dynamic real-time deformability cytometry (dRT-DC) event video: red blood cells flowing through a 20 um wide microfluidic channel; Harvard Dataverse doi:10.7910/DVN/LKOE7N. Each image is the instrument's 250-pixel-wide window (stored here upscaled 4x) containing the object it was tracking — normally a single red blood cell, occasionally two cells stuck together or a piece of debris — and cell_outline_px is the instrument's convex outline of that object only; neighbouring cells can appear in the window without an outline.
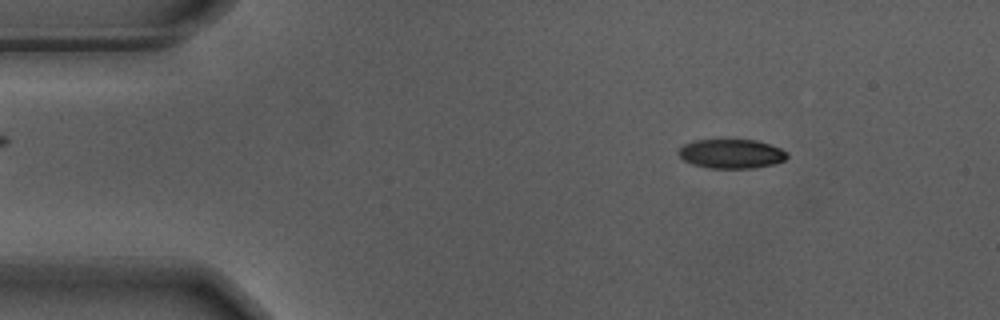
{"species": "Egyptian fruit bat (a non-hibernating species)", "species_latin": "Rousettus aegyptiacus", "temperature_condition": "warm", "stored_images_in_passage": 48, "camera_frame_rate_fps": 3000, "um_per_image_px": 0.085, "animal": {"sex": "male"}, "frame": {"image": 1, "passage_image": 7, "time_ms": 2.0, "image_size_px": [1000, 320], "cell_outline_px": [[788, 156], [784, 160], [772, 164], [752, 168], [708, 168], [692, 164], [684, 160], [676, 152], [684, 144], [696, 140], [756, 140], [780, 148], [788, 152]], "centroid_in_image_um": [62.15, 13.07], "position_along_channel_um": 22.9, "area_um2": 18.38}}
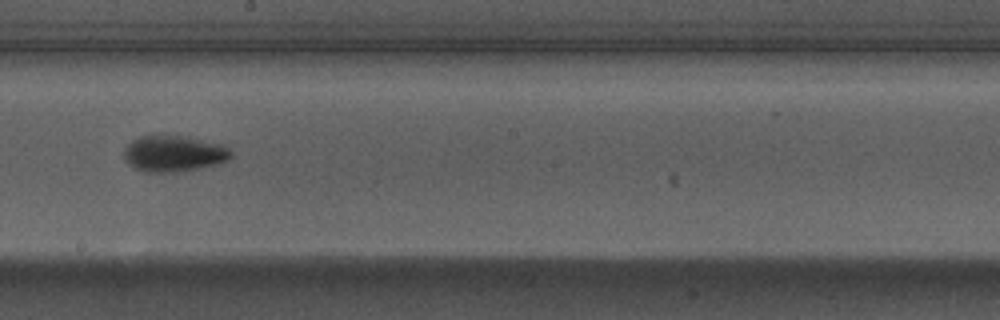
{"frame": {"image": 2, "passage_image": 30, "time_ms": 9.667, "image_size_px": [1000, 320], "cell_outline_px": [[232, 156], [228, 160], [220, 164], [180, 172], [144, 172], [128, 164], [124, 160], [124, 148], [132, 140], [140, 136], [180, 136], [224, 144], [232, 152]], "centroid_in_image_um": [14.79, 13.07], "position_along_channel_um": 233.4, "area_um2": 22.66}}
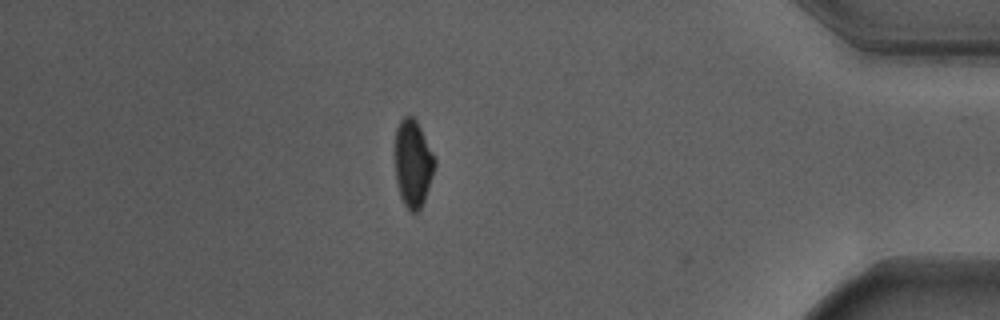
{"frame": {"image": 3, "passage_image": 47, "time_ms": 15.333, "image_size_px": [1000, 320], "cell_outline_px": [[436, 164], [424, 200], [420, 208], [416, 212], [412, 212], [404, 204], [400, 196], [396, 180], [396, 128], [400, 120], [404, 116], [412, 116], [416, 120], [436, 160]], "centroid_in_image_um": [35.1, 13.88], "position_along_channel_um": 400.1, "area_um2": 19.77}, "authors_computed_cell_mechanics": {"area_um2": 20.808, "velocity_mm_per_s": 3.7126, "shape_relaxation_time_tau1_ms": 3.1875, "shape_relaxation_time_tau2_ms": 2.9642, "deformation_change_tau1": 0.1398, "deformation_change_tau2": 0.081}}